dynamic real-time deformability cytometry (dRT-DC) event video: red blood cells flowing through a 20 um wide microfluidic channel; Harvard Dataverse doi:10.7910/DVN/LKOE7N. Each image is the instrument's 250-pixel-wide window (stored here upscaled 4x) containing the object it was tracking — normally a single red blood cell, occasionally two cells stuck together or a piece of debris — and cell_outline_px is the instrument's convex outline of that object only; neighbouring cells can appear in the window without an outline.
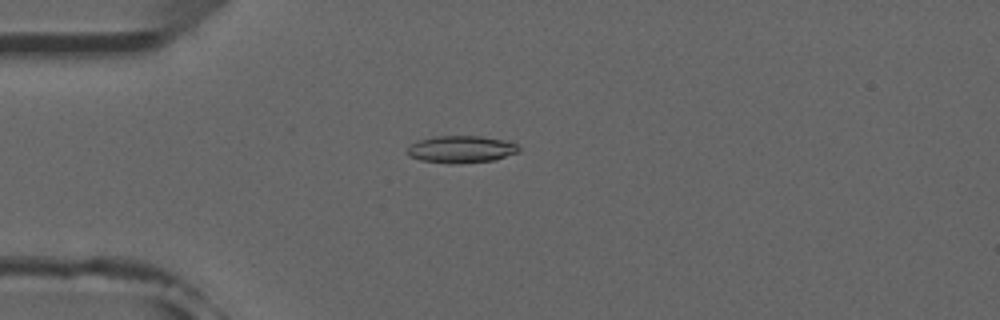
{"species": "common noctule bat (a hibernating species)", "species_latin": "Nyctalus noctula", "temperature_condition": "room temperature", "stored_images_in_passage": 51, "camera_frame_rate_fps": 3000, "um_per_image_px": 0.085, "animal": {"sex": "male", "forearm_length_mm": 52.5}, "frame": {"image": 1, "passage_image": 13, "time_ms": 4.0, "image_size_px": [1000, 320], "cell_outline_px": [[520, 152], [492, 160], [452, 164], [448, 164], [420, 160], [408, 156], [408, 148], [416, 140], [436, 136], [480, 136], [504, 140], [516, 144], [520, 148]], "centroid_in_image_um": [39.18, 12.69], "position_along_channel_um": 45.8, "area_um2": 17.63}}
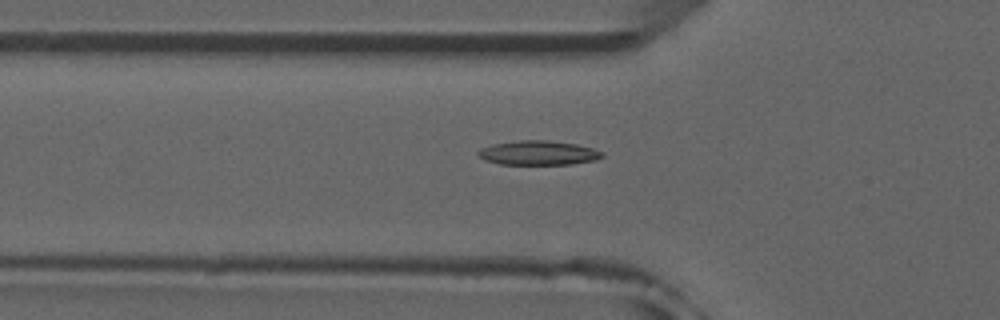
{"frame": {"image": 2, "passage_image": 17, "time_ms": 5.333, "image_size_px": [1000, 320], "cell_outline_px": [[604, 156], [596, 160], [572, 164], [500, 164], [484, 160], [476, 152], [492, 144], [520, 140], [548, 140], [576, 144], [592, 148], [604, 152]], "centroid_in_image_um": [45.79, 12.99], "position_along_channel_um": 80.0, "area_um2": 17.51}}
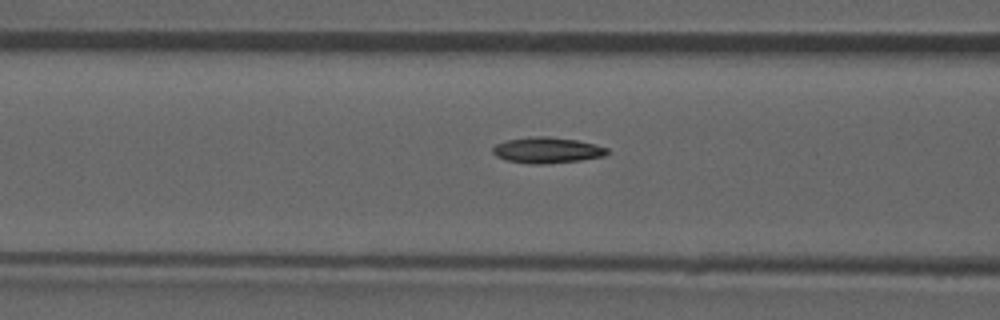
{"frame": {"image": 3, "passage_image": 20, "time_ms": 6.333, "image_size_px": [1000, 320], "cell_outline_px": [[608, 152], [604, 156], [580, 160], [544, 164], [532, 164], [508, 160], [496, 156], [492, 152], [492, 148], [496, 144], [508, 140], [536, 136], [548, 136], [576, 140], [596, 144], [608, 148]], "centroid_in_image_um": [46.52, 12.76], "position_along_channel_um": 120.1, "area_um2": 17.11}, "authors_computed_cell_mechanics": {"area_um2": 16.8776, "velocity_mm_per_s": 3.9398, "shape_relaxation_time_tau1_ms": 7.6666, "shape_relaxation_time_tau2_ms": 3.3647, "deformation_change_tau1": 0.1865, "deformation_change_tau2": 0.0729}}